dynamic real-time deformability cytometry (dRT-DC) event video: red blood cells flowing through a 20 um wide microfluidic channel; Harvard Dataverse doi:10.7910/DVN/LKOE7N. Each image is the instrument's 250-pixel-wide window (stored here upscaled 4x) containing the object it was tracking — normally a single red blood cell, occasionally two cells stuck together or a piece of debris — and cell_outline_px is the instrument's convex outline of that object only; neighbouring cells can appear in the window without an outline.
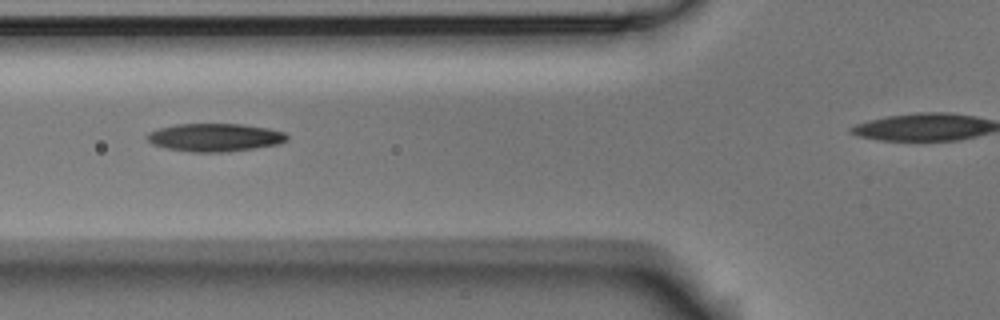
{"species": "Egyptian fruit bat (a non-hibernating species)", "species_latin": "Rousettus aegyptiacus", "temperature_condition": "room temperature", "stored_images_in_passage": 5, "camera_frame_rate_fps": 3000, "um_per_image_px": 0.085, "animal": {"sex": "male"}, "frame": {"image": 1, "passage_image": 2, "time_ms": 0.333, "image_size_px": [1000, 320], "cell_outline_px": [[288, 140], [280, 144], [256, 148], [228, 152], [192, 152], [168, 148], [152, 144], [148, 140], [148, 132], [160, 128], [176, 124], [244, 124], [268, 128], [284, 132], [288, 136]], "centroid_in_image_um": [18.32, 11.68], "position_along_channel_um": 107.5, "area_um2": 22.89}}
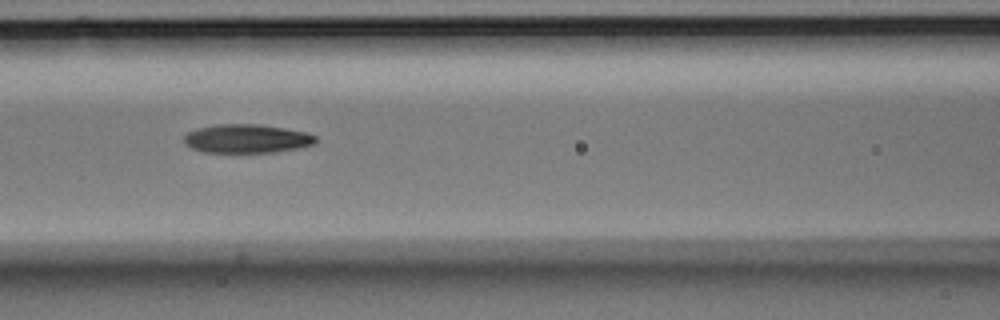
{"frame": {"image": 2, "passage_image": 3, "time_ms": 0.667, "image_size_px": [1000, 320], "cell_outline_px": [[316, 144], [276, 152], [204, 152], [192, 148], [184, 144], [184, 136], [188, 132], [196, 128], [216, 124], [256, 124], [284, 128], [308, 132], [316, 136]], "centroid_in_image_um": [20.97, 11.78], "position_along_channel_um": 145.6, "area_um2": 22.08}}
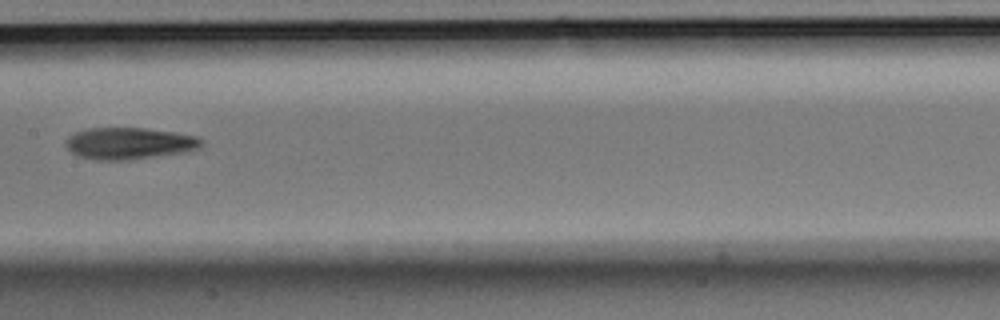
{"frame": {"image": 3, "passage_image": 5, "time_ms": 1.333, "image_size_px": [1000, 320], "cell_outline_px": [[204, 144], [200, 148], [184, 152], [128, 160], [96, 160], [80, 156], [72, 152], [64, 144], [64, 140], [68, 136], [76, 132], [92, 128], [144, 128], [176, 132], [196, 136], [204, 140]], "centroid_in_image_um": [11.01, 12.18], "position_along_channel_um": 196.4, "area_um2": 25.14}}